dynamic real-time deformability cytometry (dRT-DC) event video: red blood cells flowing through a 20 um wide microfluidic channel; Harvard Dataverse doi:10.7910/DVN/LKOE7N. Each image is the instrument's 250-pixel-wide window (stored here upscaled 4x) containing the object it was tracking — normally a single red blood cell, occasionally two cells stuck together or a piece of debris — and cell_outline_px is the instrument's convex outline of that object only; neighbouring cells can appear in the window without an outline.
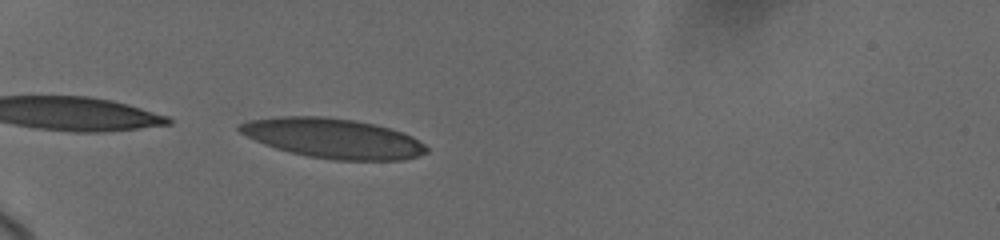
{"species": "human", "species_latin": "Homo sapiens", "temperature_condition": "cold", "stored_images_in_passage": 24, "camera_frame_rate_fps": 3000, "um_per_image_px": 0.085, "donor": {"sex": "female"}, "frame": {"image": 1, "passage_image": 1, "time_ms": 0.0, "image_size_px": [1000, 240], "cell_outline_px": [[428, 152], [420, 156], [404, 160], [336, 160], [308, 156], [276, 148], [264, 144], [240, 132], [236, 128], [236, 124], [248, 120], [280, 116], [324, 116], [356, 120], [376, 124], [412, 136], [424, 144], [428, 148]], "centroid_in_image_um": [28.31, 11.74], "position_along_channel_um": 56.7, "area_um2": 43.41}}
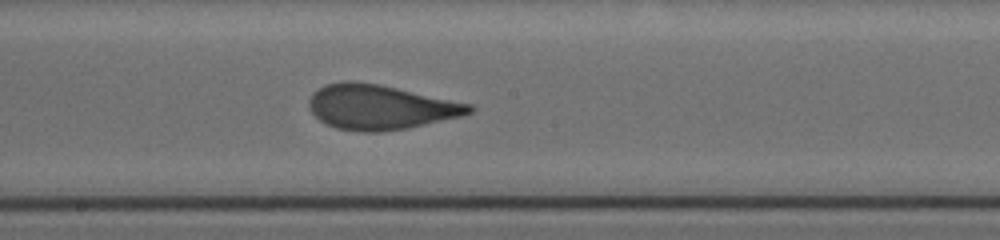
{"frame": {"image": 2, "passage_image": 10, "time_ms": 5.0, "image_size_px": [1000, 240], "cell_outline_px": [[476, 108], [472, 112], [460, 116], [408, 128], [380, 132], [360, 132], [336, 128], [320, 120], [308, 108], [308, 100], [312, 92], [324, 84], [344, 80], [352, 80], [380, 84], [472, 104]], "centroid_in_image_um": [32.28, 9.09], "position_along_channel_um": 215.9, "area_um2": 42.02}}
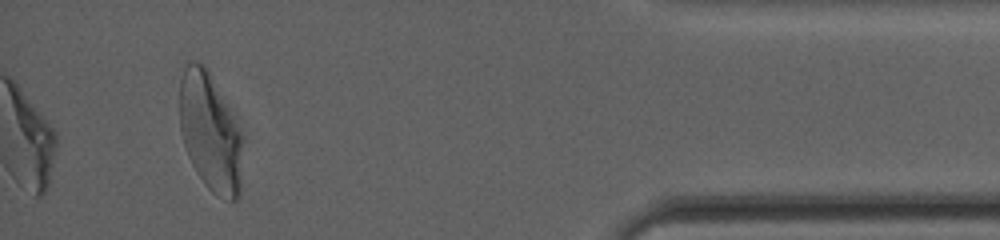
{"frame": {"image": 3, "passage_image": 24, "time_ms": 11.667, "image_size_px": [1000, 240], "cell_outline_px": [[240, 196], [236, 200], [228, 200], [216, 196], [204, 184], [196, 172], [188, 156], [184, 144], [180, 128], [180, 80], [184, 68], [188, 60], [196, 60], [204, 64], [208, 68], [240, 136]], "centroid_in_image_um": [17.8, 11.24], "position_along_channel_um": 417.4, "area_um2": 42.43}, "authors_computed_cell_mechanics": {"area_um2": 41.1247, "velocity_mm_per_s": 3.6775, "shape_relaxation_time_tau1_ms": 5.1695, "shape_relaxation_time_tau2_ms": null, "deformation_change_tau1": 0.2001, "deformation_change_tau2": null}}